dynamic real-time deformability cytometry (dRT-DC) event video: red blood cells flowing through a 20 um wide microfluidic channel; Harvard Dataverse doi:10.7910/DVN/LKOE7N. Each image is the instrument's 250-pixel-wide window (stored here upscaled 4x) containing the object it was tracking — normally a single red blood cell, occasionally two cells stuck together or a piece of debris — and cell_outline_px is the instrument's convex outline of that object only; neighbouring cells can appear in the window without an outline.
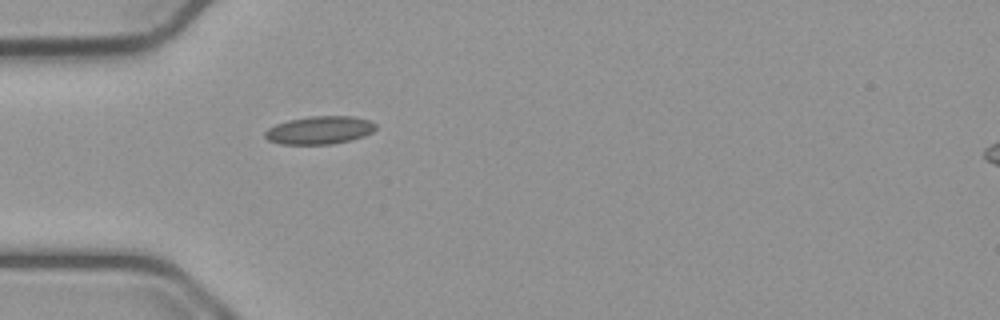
{"species": "common noctule bat (a hibernating species)", "species_latin": "Nyctalus noctula", "temperature_condition": "cold", "stored_images_in_passage": 39, "camera_frame_rate_fps": 3000, "um_per_image_px": 0.085, "animal": {"sex": "male", "body_mass_g": 23.1, "forearm_length_mm": 52.7}, "frame": {"image": 1, "passage_image": 1, "time_ms": 0.0, "image_size_px": [1000, 320], "cell_outline_px": [[376, 128], [372, 132], [364, 136], [352, 140], [332, 144], [280, 144], [268, 140], [264, 136], [264, 132], [268, 128], [276, 124], [288, 120], [308, 116], [356, 116], [368, 120], [376, 124]], "centroid_in_image_um": [27.16, 11.06], "position_along_channel_um": 57.8, "area_um2": 18.21}}
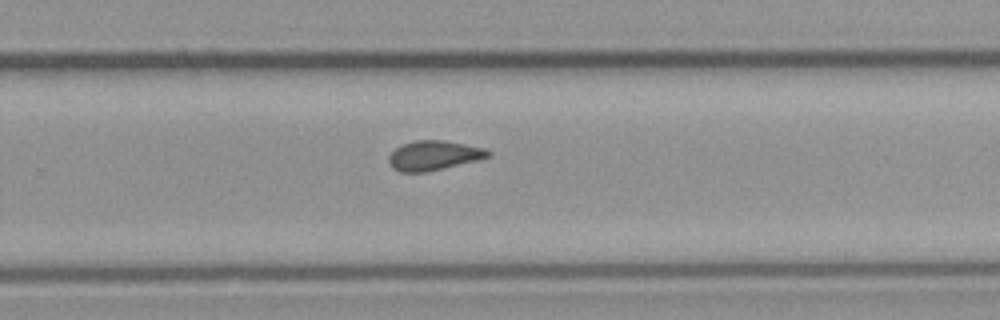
{"frame": {"image": 2, "passage_image": 20, "time_ms": 6.333, "image_size_px": [1000, 320], "cell_outline_px": [[492, 156], [428, 172], [400, 172], [392, 168], [388, 160], [388, 156], [400, 144], [416, 140], [444, 140], [488, 148], [492, 152]], "centroid_in_image_um": [36.89, 13.2], "position_along_channel_um": 292.9, "area_um2": 17.34}}
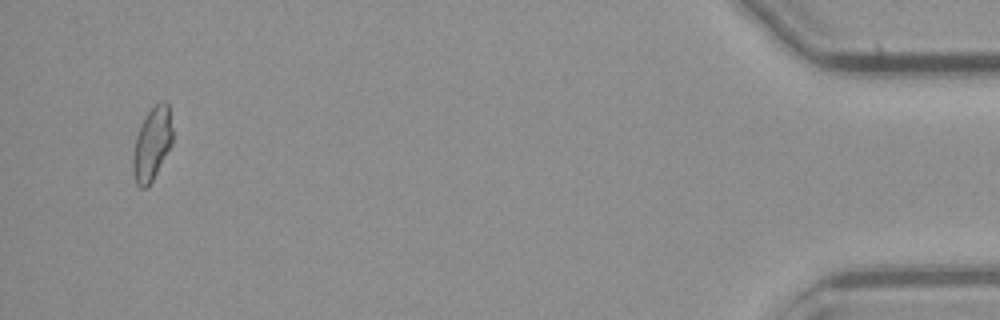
{"frame": {"image": 3, "passage_image": 37, "time_ms": 12.0, "image_size_px": [1000, 320], "cell_outline_px": [[172, 144], [152, 180], [144, 188], [140, 188], [136, 184], [132, 172], [132, 156], [136, 136], [148, 112], [160, 100], [164, 100], [168, 104], [172, 128]], "centroid_in_image_um": [12.91, 12.24], "position_along_channel_um": 422.3, "area_um2": 16.65}, "authors_computed_cell_mechanics": {"area_um2": 16.8198, "velocity_mm_per_s": 3.7728, "shape_relaxation_time_tau1_ms": null, "shape_relaxation_time_tau2_ms": 2.3685, "deformation_change_tau1": null, "deformation_change_tau2": 0.0894}}